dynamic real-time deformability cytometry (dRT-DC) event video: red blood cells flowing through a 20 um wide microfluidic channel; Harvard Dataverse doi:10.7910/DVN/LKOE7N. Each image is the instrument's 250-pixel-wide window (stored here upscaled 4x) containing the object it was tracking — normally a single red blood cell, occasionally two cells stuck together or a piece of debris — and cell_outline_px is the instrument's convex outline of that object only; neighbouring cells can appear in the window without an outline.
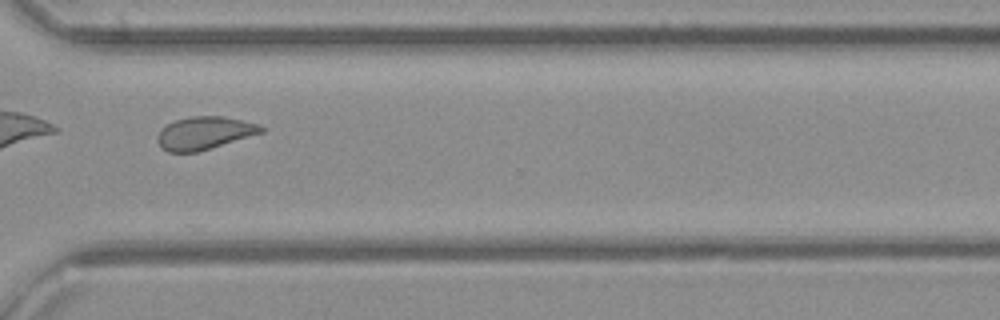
{"species": "common noctule bat (a hibernating species)", "species_latin": "Nyctalus noctula", "temperature_condition": "cold", "stored_images_in_passage": 45, "camera_frame_rate_fps": 3000, "um_per_image_px": 0.085, "animal": {"sex": "female", "body_mass_g": 21.9}, "frame": {"image": 1, "passage_image": 34, "time_ms": 11.0, "image_size_px": [1000, 320], "cell_outline_px": [[264, 132], [200, 152], [168, 152], [156, 140], [156, 136], [160, 128], [176, 120], [192, 116], [224, 116], [260, 124], [264, 128]], "centroid_in_image_um": [17.39, 11.31], "position_along_channel_um": 353.2, "area_um2": 20.0}}